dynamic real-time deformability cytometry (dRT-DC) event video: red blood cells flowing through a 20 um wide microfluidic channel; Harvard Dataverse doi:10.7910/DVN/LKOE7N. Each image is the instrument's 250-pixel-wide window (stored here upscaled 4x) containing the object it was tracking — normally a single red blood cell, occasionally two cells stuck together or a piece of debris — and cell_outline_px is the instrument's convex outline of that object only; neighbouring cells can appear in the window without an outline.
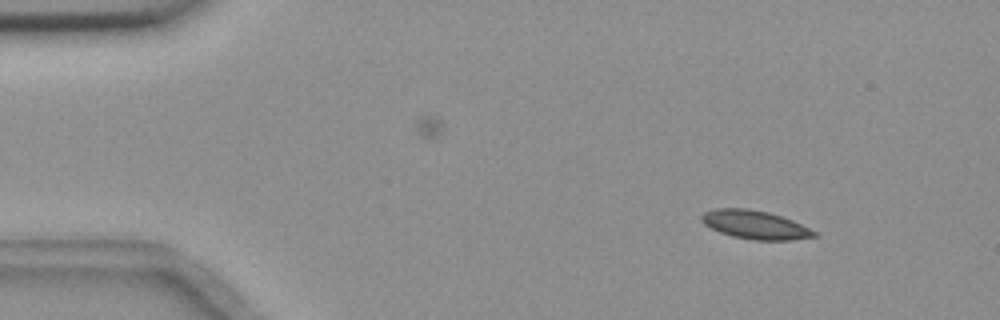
{"species": "common noctule bat (a hibernating species)", "species_latin": "Nyctalus noctula", "temperature_condition": "room temperature", "stored_images_in_passage": 4, "camera_frame_rate_fps": 3000, "um_per_image_px": 0.085, "animal": {"sex": "female", "body_mass_g": 18.4}, "frame": {"image": 1, "passage_image": 1, "time_ms": 0.0, "image_size_px": [1000, 320], "cell_outline_px": [[820, 236], [792, 240], [752, 240], [732, 236], [720, 232], [704, 224], [700, 220], [700, 216], [704, 212], [716, 208], [744, 208], [768, 212], [792, 220], [816, 232]], "centroid_in_image_um": [64.17, 19.11], "position_along_channel_um": 20.8, "area_um2": 18.67}}
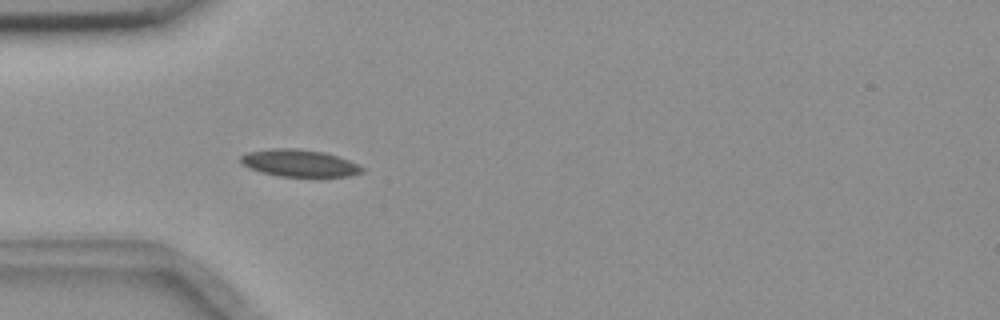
{"frame": {"image": 2, "passage_image": 3, "time_ms": 0.667, "image_size_px": [1000, 320], "cell_outline_px": [[364, 172], [348, 176], [280, 176], [248, 168], [240, 160], [240, 156], [248, 152], [272, 148], [296, 148], [324, 152], [348, 160], [364, 168]], "centroid_in_image_um": [25.43, 13.85], "position_along_channel_um": 59.6, "area_um2": 18.9}}